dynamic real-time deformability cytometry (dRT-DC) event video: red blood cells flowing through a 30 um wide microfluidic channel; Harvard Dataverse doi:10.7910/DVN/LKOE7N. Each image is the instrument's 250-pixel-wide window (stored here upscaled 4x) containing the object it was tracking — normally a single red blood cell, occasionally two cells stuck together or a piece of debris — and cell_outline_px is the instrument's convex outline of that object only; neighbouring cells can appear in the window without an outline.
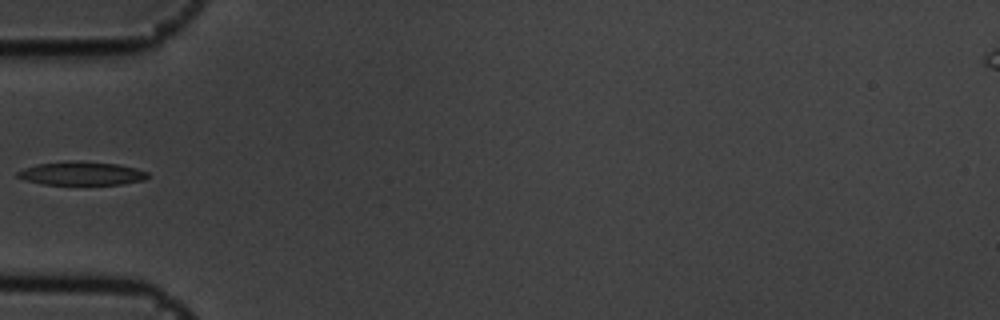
{"species": "common noctule bat (a hibernating species)", "species_latin": "Nyctalus noctula", "temperature_condition": "cold", "stored_images_in_passage": 5, "camera_frame_rate_fps": 3000, "um_per_image_px": 0.085, "animal": {"sex": "male", "body_mass_g": 19.5, "forearm_length_mm": 54.6}, "frame": {"image": 1, "passage_image": 5, "time_ms": 1.333, "image_size_px": [1000, 320], "cell_outline_px": [[148, 176], [144, 180], [120, 184], [44, 184], [24, 180], [16, 176], [16, 172], [24, 168], [36, 164], [68, 160], [80, 160], [116, 164], [136, 168], [148, 172]], "centroid_in_image_um": [6.89, 14.72], "position_along_channel_um": 78.1, "area_um2": 17.92}}